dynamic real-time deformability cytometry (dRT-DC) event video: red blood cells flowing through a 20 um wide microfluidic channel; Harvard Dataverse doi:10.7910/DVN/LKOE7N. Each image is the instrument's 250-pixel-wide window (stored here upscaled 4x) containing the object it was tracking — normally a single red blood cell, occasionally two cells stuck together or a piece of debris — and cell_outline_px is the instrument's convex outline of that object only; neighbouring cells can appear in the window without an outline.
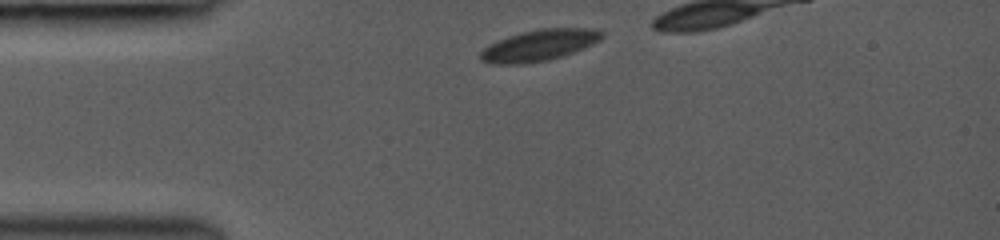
{"species": "common noctule bat (a hibernating species)", "species_latin": "Nyctalus noctula", "temperature_condition": "room temperature", "stored_images_in_passage": 14, "camera_frame_rate_fps": 3000, "um_per_image_px": 0.085, "animal": {"sex": "female", "body_mass_g": 19.0, "forearm_length_mm": 53.3}, "frame": {"image": 1, "passage_image": 1, "time_ms": 0.0, "image_size_px": [1000, 240], "cell_outline_px": [[604, 36], [600, 40], [592, 44], [572, 52], [548, 60], [520, 64], [492, 64], [480, 60], [480, 52], [488, 44], [508, 36], [520, 32], [536, 28], [600, 28], [604, 32]], "centroid_in_image_um": [45.83, 3.83], "position_along_channel_um": 39.2, "area_um2": 22.25}}
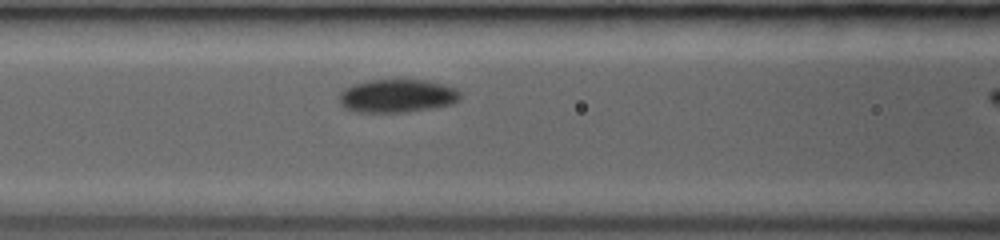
{"frame": {"image": 2, "passage_image": 13, "time_ms": 3.0, "image_size_px": [1000, 240], "cell_outline_px": [[460, 100], [452, 104], [432, 108], [408, 112], [356, 112], [344, 108], [340, 104], [340, 92], [344, 88], [352, 84], [368, 80], [424, 80], [444, 84], [456, 88], [460, 92]], "centroid_in_image_um": [33.75, 8.15], "position_along_channel_um": 132.8, "area_um2": 23.64}}